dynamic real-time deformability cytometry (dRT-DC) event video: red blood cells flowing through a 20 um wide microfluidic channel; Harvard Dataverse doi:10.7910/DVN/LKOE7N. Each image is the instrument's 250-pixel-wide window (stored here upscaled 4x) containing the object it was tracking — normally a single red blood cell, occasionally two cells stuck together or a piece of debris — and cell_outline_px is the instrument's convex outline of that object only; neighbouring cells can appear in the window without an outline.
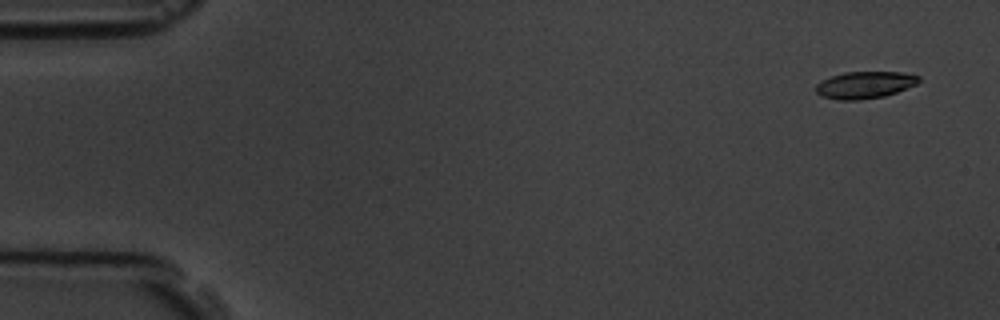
{"species": "common noctule bat (a hibernating species)", "species_latin": "Nyctalus noctula", "temperature_condition": "room temperature", "stored_images_in_passage": 5, "camera_frame_rate_fps": 3000, "um_per_image_px": 0.085, "animal": {"sex": "male", "body_mass_g": 19.5, "forearm_length_mm": 54.6}, "frame": {"image": 1, "passage_image": 1, "time_ms": 0.0, "image_size_px": [1000, 320], "cell_outline_px": [[920, 80], [916, 84], [896, 92], [884, 96], [860, 100], [836, 100], [820, 96], [816, 92], [816, 84], [820, 80], [844, 72], [900, 72], [920, 76]], "centroid_in_image_um": [73.46, 7.22], "position_along_channel_um": 11.5, "area_um2": 16.24}}